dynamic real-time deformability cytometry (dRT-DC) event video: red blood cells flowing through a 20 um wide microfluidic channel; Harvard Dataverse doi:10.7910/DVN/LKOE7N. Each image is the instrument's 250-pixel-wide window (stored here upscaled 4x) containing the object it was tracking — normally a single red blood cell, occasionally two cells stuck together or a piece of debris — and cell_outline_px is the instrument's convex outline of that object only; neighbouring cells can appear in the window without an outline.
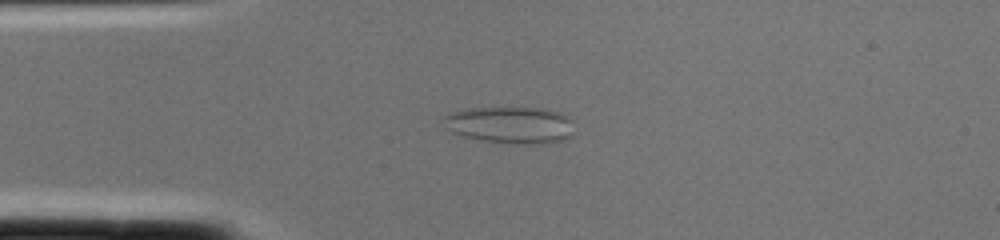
{"species": "common noctule bat (a hibernating species)", "species_latin": "Nyctalus noctula", "temperature_condition": "cold", "stored_images_in_passage": 2, "camera_frame_rate_fps": 3000, "um_per_image_px": 0.085, "animal": {"sex": "female", "body_mass_g": 22.0, "forearm_length_mm": 56.7}, "frame": {"image": 1, "passage_image": 2, "time_ms": 0.333, "image_size_px": [1000, 240], "cell_outline_px": [[572, 136], [564, 140], [540, 144], [524, 144], [480, 140], [464, 136], [452, 132], [448, 128], [444, 120], [444, 116], [448, 112], [464, 108], [544, 108], [560, 112], [572, 120]], "centroid_in_image_um": [43.4, 10.61], "position_along_channel_um": 41.6, "area_um2": 28.09}}